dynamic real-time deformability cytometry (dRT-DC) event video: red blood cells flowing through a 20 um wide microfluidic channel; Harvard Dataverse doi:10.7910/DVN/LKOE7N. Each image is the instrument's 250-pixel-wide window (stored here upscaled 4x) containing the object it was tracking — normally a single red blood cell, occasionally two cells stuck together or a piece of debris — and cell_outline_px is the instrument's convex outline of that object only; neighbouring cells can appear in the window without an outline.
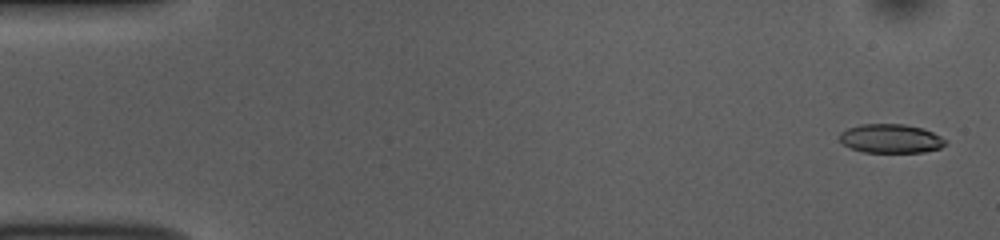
{"species": "common noctule bat (a hibernating species)", "species_latin": "Nyctalus noctula", "temperature_condition": "room temperature", "stored_images_in_passage": 53, "camera_frame_rate_fps": 3000, "um_per_image_px": 0.085, "animal": {"sex": "female", "body_mass_g": 10.0, "forearm_length_mm": 53.1}, "frame": {"image": 1, "passage_image": 2, "time_ms": 0.333, "image_size_px": [1000, 240], "cell_outline_px": [[948, 140], [940, 148], [924, 152], [864, 152], [852, 148], [844, 144], [840, 140], [840, 132], [848, 128], [860, 124], [904, 124], [924, 128]], "centroid_in_image_um": [75.73, 11.77], "position_along_channel_um": 9.3, "area_um2": 17.8}}
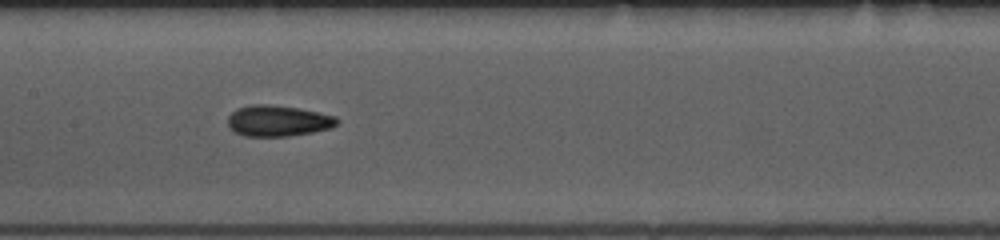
{"frame": {"image": 2, "passage_image": 26, "time_ms": 8.333, "image_size_px": [1000, 240], "cell_outline_px": [[340, 120], [336, 124], [328, 128], [312, 132], [288, 136], [244, 136], [228, 128], [228, 116], [236, 108], [252, 104], [268, 104], [300, 108], [336, 116]], "centroid_in_image_um": [23.6, 10.26], "position_along_channel_um": 183.8, "area_um2": 19.77}}
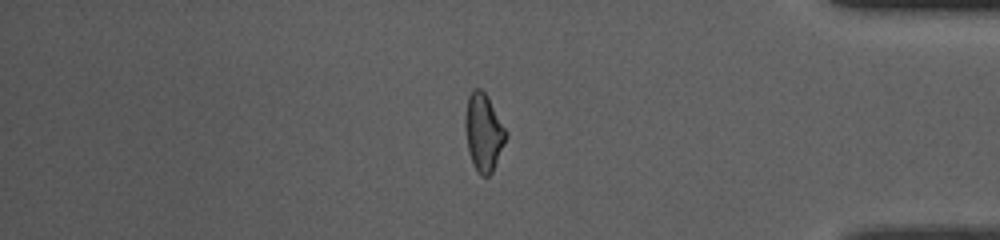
{"frame": {"image": 3, "passage_image": 45, "time_ms": 14.667, "image_size_px": [1000, 240], "cell_outline_px": [[508, 136], [492, 172], [488, 176], [480, 176], [472, 164], [468, 152], [464, 128], [464, 116], [468, 96], [472, 88], [480, 88], [488, 96], [508, 132]], "centroid_in_image_um": [41.09, 11.23], "position_along_channel_um": 394.1, "area_um2": 18.84}, "authors_computed_cell_mechanics": {"area_um2": 18.785, "velocity_mm_per_s": 3.7544, "shape_relaxation_time_tau1_ms": 4.9275, "shape_relaxation_time_tau2_ms": 1.832, "deformation_change_tau1": 0.1603, "deformation_change_tau2": 0.0959}}